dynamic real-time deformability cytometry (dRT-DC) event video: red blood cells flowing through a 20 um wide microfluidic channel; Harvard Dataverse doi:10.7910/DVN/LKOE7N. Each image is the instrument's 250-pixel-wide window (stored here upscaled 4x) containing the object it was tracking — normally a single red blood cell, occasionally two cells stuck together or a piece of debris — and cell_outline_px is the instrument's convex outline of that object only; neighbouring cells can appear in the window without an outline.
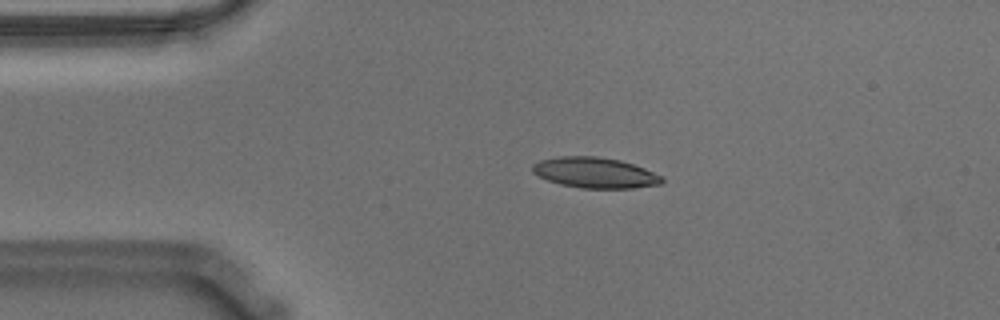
{"species": "Egyptian fruit bat (a non-hibernating species)", "species_latin": "Rousettus aegyptiacus", "temperature_condition": "warm", "stored_images_in_passage": 19, "camera_frame_rate_fps": 3000, "um_per_image_px": 0.085, "animal": {"sex": "male"}, "frame": {"image": 1, "passage_image": 1, "time_ms": 0.0, "image_size_px": [1000, 320], "cell_outline_px": [[664, 180], [660, 184], [632, 188], [580, 188], [560, 184], [548, 180], [532, 172], [532, 164], [540, 160], [560, 156], [596, 156], [620, 160], [644, 168], [664, 176]], "centroid_in_image_um": [50.58, 14.68], "position_along_channel_um": 34.4, "area_um2": 23.06}}
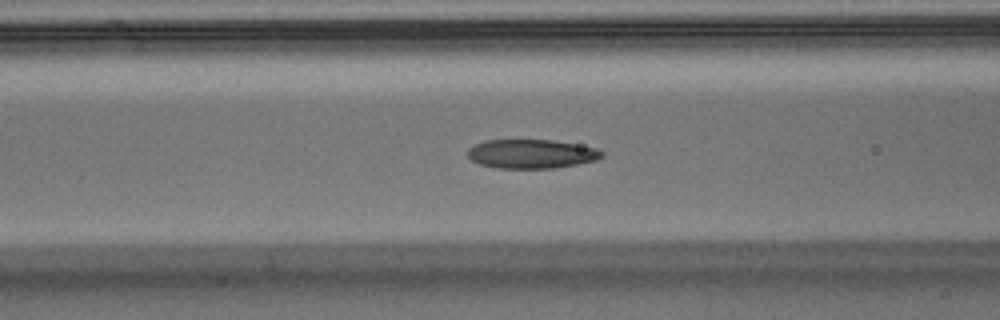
{"frame": {"image": 2, "passage_image": 11, "time_ms": 3.333, "image_size_px": [1000, 320], "cell_outline_px": [[604, 156], [596, 160], [576, 164], [552, 168], [496, 168], [480, 164], [472, 160], [468, 156], [468, 148], [484, 140], [552, 140], [596, 148], [604, 152]], "centroid_in_image_um": [45.16, 13.08], "position_along_channel_um": 121.4, "area_um2": 22.54}}
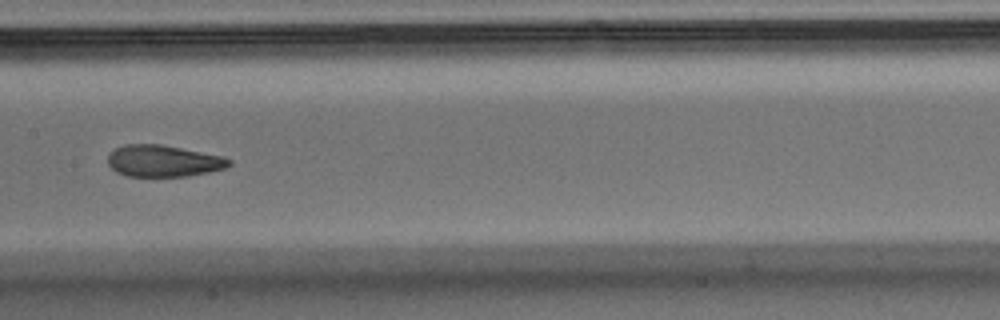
{"frame": {"image": 3, "passage_image": 17, "time_ms": 5.333, "image_size_px": [1000, 320], "cell_outline_px": [[232, 164], [228, 168], [188, 176], [128, 176], [116, 172], [108, 164], [108, 156], [116, 148], [124, 144], [160, 144], [220, 156], [232, 160]], "centroid_in_image_um": [13.89, 13.69], "position_along_channel_um": 193.5, "area_um2": 22.2}}